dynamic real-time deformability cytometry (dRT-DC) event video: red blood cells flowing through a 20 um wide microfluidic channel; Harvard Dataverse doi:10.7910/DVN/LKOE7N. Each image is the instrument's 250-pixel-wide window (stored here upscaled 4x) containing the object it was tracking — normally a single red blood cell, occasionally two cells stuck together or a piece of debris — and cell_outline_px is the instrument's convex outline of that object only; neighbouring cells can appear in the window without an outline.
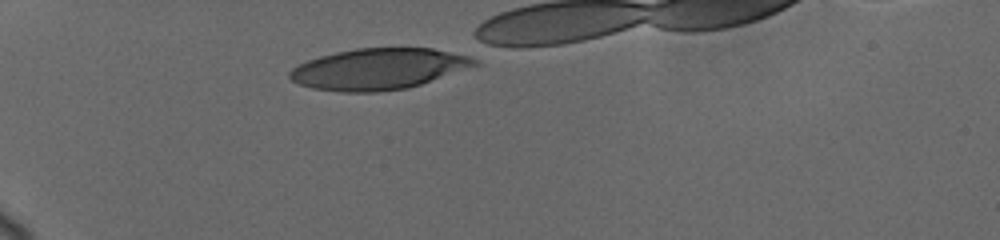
{"species": "human", "species_latin": "Homo sapiens", "temperature_condition": "cold", "stored_images_in_passage": 13, "camera_frame_rate_fps": 3000, "um_per_image_px": 0.085, "donor": {"sex": "female"}, "frame": {"image": 1, "passage_image": 1, "time_ms": 0.0, "image_size_px": [1000, 240], "cell_outline_px": [[480, 64], [408, 88], [380, 92], [340, 92], [312, 88], [300, 84], [292, 80], [288, 76], [288, 72], [292, 68], [308, 60], [320, 56], [336, 52], [356, 48], [432, 48], [468, 56], [476, 60]], "centroid_in_image_um": [32.14, 5.86], "position_along_channel_um": 52.9, "area_um2": 44.04}}